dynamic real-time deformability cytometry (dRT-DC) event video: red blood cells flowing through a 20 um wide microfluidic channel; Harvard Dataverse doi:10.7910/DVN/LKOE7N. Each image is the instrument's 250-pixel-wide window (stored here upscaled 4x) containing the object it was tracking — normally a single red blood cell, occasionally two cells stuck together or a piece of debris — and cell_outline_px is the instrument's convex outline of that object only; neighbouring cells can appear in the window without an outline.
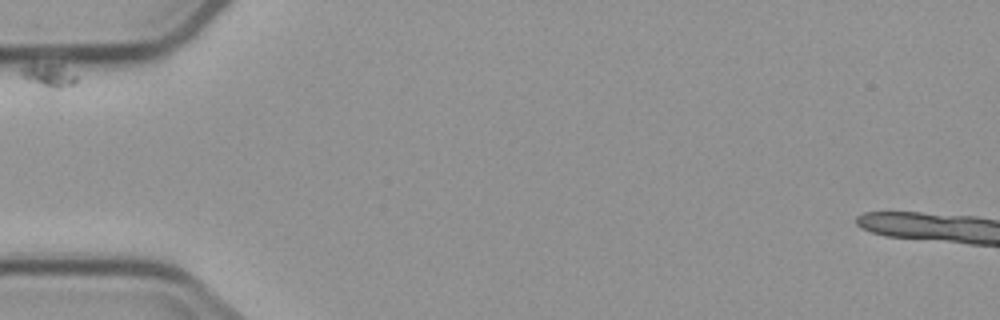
{"species": "common noctule bat (a hibernating species)", "species_latin": "Nyctalus noctula", "temperature_condition": "cold", "stored_images_in_passage": 2, "camera_frame_rate_fps": 3000, "um_per_image_px": 0.085, "animal": {"sex": "male", "body_mass_g": 23.1, "forearm_length_mm": 52.7}, "frame": {"image": 1, "passage_image": 1, "time_ms": 0.0, "image_size_px": [1000, 320], "cell_outline_px": [[76, 84], [44, 104], [20, 72], [20, 68], [28, 64], [60, 64], [76, 76]], "centroid_in_image_um": [4.1, 6.78], "position_along_channel_um": 80.9, "area_um2": 10.29}}